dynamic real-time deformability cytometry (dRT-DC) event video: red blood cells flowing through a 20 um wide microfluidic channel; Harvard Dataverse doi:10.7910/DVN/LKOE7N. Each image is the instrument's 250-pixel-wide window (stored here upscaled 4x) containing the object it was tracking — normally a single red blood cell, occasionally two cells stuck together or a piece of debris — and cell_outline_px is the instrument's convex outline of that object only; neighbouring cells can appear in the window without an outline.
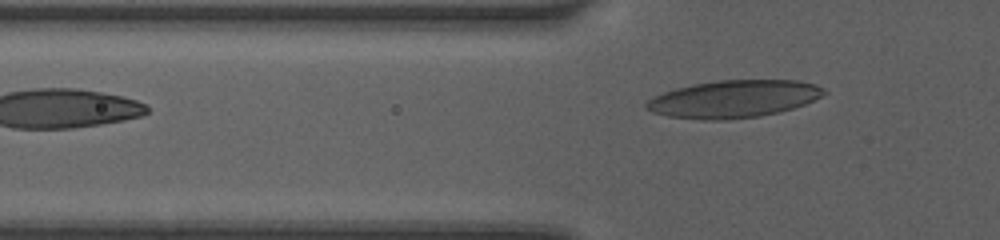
{"species": "human", "species_latin": "Homo sapiens", "temperature_condition": "room temperature", "stored_images_in_passage": 6, "camera_frame_rate_fps": 3000, "um_per_image_px": 0.085, "donor": {"sex": "female"}, "frame": {"image": 1, "passage_image": 6, "time_ms": 4.0, "image_size_px": [1000, 240], "cell_outline_px": [[828, 92], [804, 104], [780, 112], [760, 116], [724, 120], [704, 120], [668, 116], [652, 112], [644, 108], [644, 104], [652, 96], [676, 88], [692, 84], [716, 80], [796, 80], [816, 84], [824, 88]], "centroid_in_image_um": [62.33, 8.41], "position_along_channel_um": 63.5, "area_um2": 38.9}}